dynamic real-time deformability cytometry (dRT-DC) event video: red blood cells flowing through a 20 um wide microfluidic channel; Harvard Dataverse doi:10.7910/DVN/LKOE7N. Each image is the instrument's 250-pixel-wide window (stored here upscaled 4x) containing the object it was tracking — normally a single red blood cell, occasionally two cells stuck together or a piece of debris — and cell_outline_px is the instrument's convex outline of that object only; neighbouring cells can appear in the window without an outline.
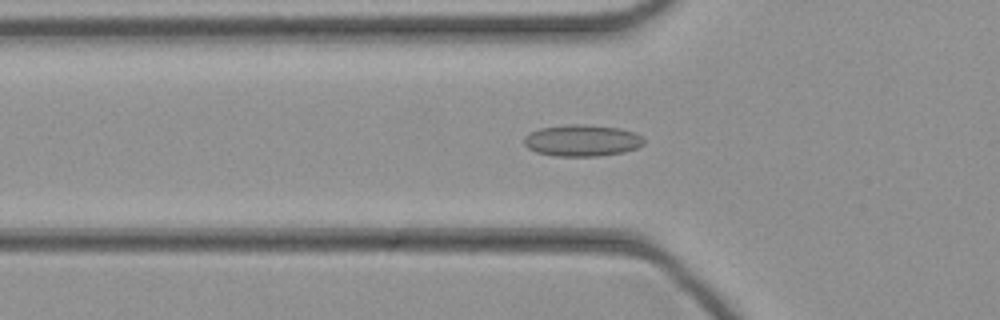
{"species": "common noctule bat (a hibernating species)", "species_latin": "Nyctalus noctula", "temperature_condition": "cold", "stored_images_in_passage": 38, "camera_frame_rate_fps": 3000, "um_per_image_px": 0.085, "animal": {"sex": "female", "body_mass_g": 21.9}, "frame": {"image": 1, "passage_image": 11, "time_ms": 3.333, "image_size_px": [1000, 320], "cell_outline_px": [[644, 144], [636, 148], [624, 152], [600, 156], [556, 156], [536, 152], [528, 148], [524, 144], [524, 136], [528, 132], [540, 128], [568, 124], [584, 124], [620, 128], [636, 132], [644, 140]], "centroid_in_image_um": [49.46, 11.94], "position_along_channel_um": 76.3, "area_um2": 22.25}}
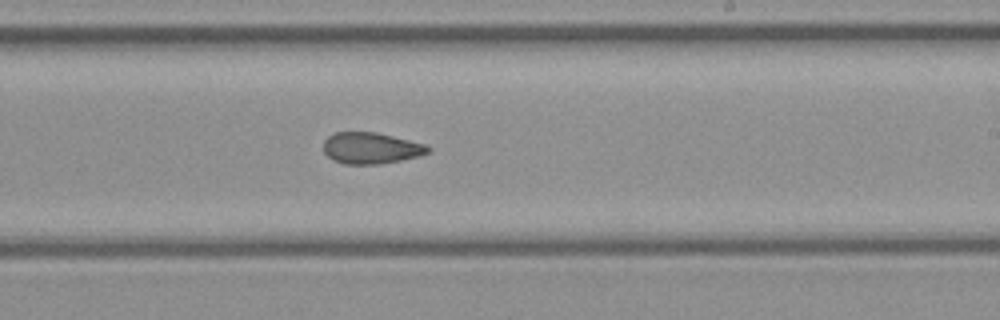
{"frame": {"image": 2, "passage_image": 23, "time_ms": 7.333, "image_size_px": [1000, 320], "cell_outline_px": [[432, 152], [420, 156], [380, 164], [344, 164], [332, 160], [324, 152], [324, 140], [328, 136], [336, 132], [376, 132], [428, 144], [432, 148]], "centroid_in_image_um": [31.58, 12.59], "position_along_channel_um": 257.4, "area_um2": 19.36}}
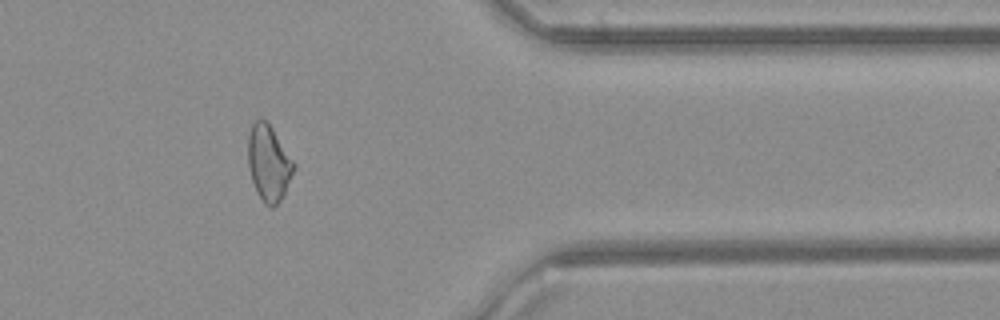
{"frame": {"image": 3, "passage_image": 33, "time_ms": 10.667, "image_size_px": [1000, 320], "cell_outline_px": [[296, 164], [284, 196], [272, 208], [268, 208], [264, 204], [252, 180], [248, 168], [248, 136], [252, 124], [256, 120], [264, 120], [272, 128]], "centroid_in_image_um": [22.84, 13.88], "position_along_channel_um": 388.6, "area_um2": 20.06}}